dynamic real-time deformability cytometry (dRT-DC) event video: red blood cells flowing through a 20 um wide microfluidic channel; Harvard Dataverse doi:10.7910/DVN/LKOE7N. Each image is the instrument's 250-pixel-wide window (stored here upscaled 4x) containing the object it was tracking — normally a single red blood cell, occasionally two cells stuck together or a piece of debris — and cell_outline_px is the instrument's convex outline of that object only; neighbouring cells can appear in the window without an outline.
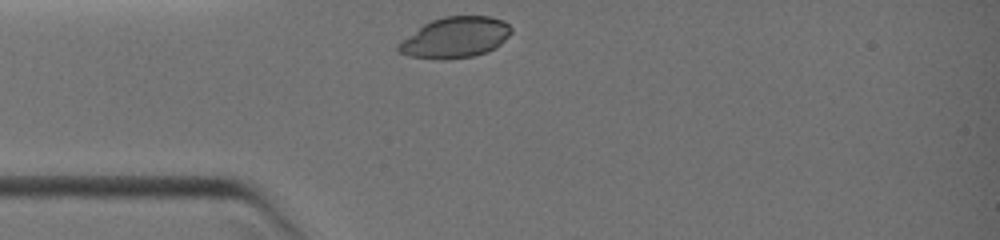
{"species": "common noctule bat (a hibernating species)", "species_latin": "Nyctalus noctula", "temperature_condition": "warm", "stored_images_in_passage": 10, "camera_frame_rate_fps": 3000, "um_per_image_px": 0.085, "animal": {"sex": "female", "body_mass_g": 19.0, "forearm_length_mm": 51.5}, "frame": {"image": 1, "passage_image": 1, "time_ms": 0.0, "image_size_px": [1000, 240], "cell_outline_px": [[512, 32], [496, 48], [488, 52], [472, 56], [448, 60], [440, 60], [408, 56], [396, 52], [396, 44], [400, 40], [424, 24], [432, 20], [444, 16], [488, 16], [504, 20], [512, 28]], "centroid_in_image_um": [38.66, 3.2], "position_along_channel_um": 46.3, "area_um2": 27.22}}
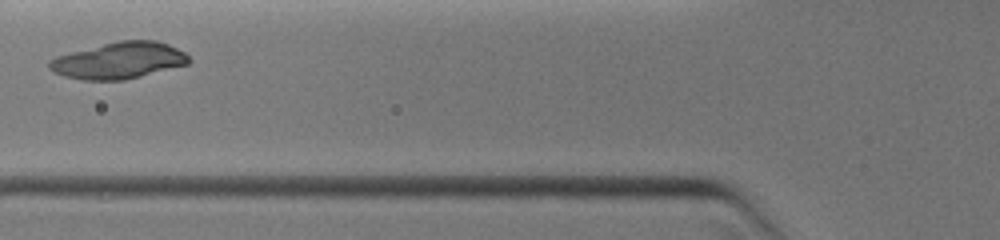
{"frame": {"image": 2, "passage_image": 6, "time_ms": 1.667, "image_size_px": [1000, 240], "cell_outline_px": [[192, 60], [188, 64], [124, 80], [80, 80], [64, 76], [52, 72], [48, 68], [48, 60], [56, 56], [120, 40], [156, 40], [168, 44], [184, 52]], "centroid_in_image_um": [10.09, 5.15], "position_along_channel_um": 115.7, "area_um2": 29.59}}
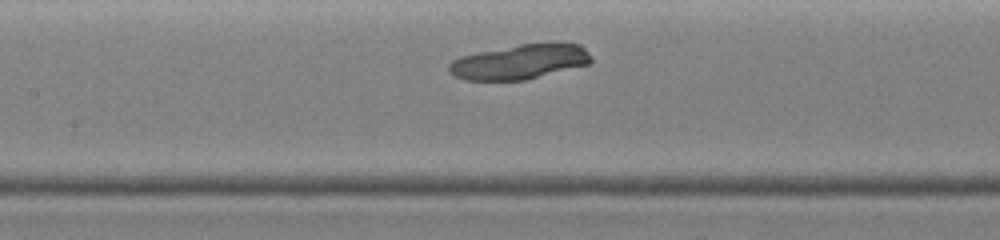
{"frame": {"image": 3, "passage_image": 9, "time_ms": 2.667, "image_size_px": [1000, 240], "cell_outline_px": [[592, 60], [588, 64], [524, 80], [464, 80], [452, 76], [448, 72], [448, 64], [452, 60], [460, 56], [476, 52], [520, 44], [580, 44], [592, 56]], "centroid_in_image_um": [44.1, 5.26], "position_along_channel_um": 163.3, "area_um2": 28.61}}